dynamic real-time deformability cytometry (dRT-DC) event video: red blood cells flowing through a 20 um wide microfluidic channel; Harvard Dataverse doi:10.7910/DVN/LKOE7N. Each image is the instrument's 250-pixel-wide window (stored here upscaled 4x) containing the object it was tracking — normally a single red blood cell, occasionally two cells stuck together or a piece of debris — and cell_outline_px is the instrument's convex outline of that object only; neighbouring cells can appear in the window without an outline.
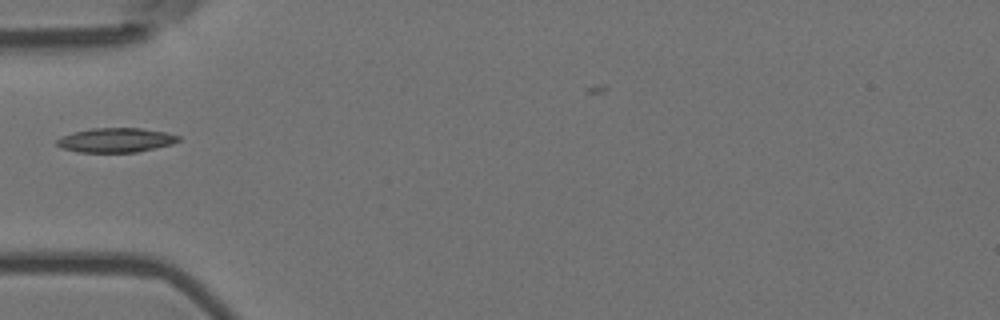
{"species": "Egyptian fruit bat (a non-hibernating species)", "species_latin": "Rousettus aegyptiacus", "temperature_condition": "room temperature", "stored_images_in_passage": 33, "camera_frame_rate_fps": 3000, "um_per_image_px": 0.085, "animal": {"sex": "female"}, "frame": {"image": 1, "passage_image": 1, "time_ms": 0.0, "image_size_px": [1000, 320], "cell_outline_px": [[180, 140], [172, 144], [136, 152], [76, 152], [60, 148], [56, 144], [56, 140], [60, 136], [72, 132], [92, 128], [140, 128], [168, 132], [180, 136]], "centroid_in_image_um": [9.81, 11.9], "position_along_channel_um": 75.2, "area_um2": 17.46}}
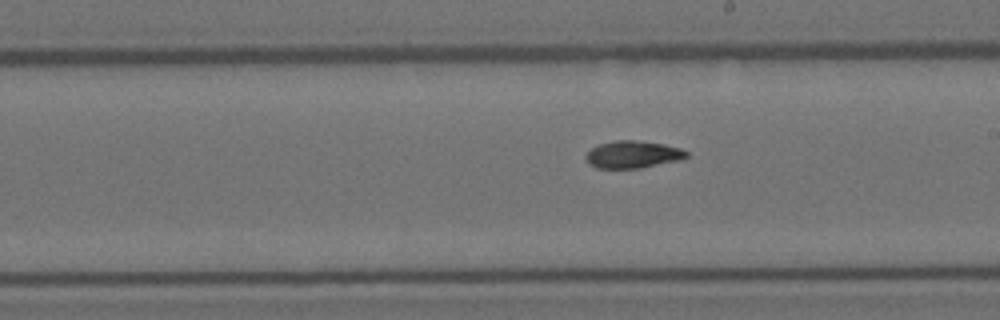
{"frame": {"image": 2, "passage_image": 14, "time_ms": 4.333, "image_size_px": [1000, 320], "cell_outline_px": [[688, 156], [680, 160], [640, 168], [596, 168], [588, 164], [584, 156], [592, 148], [600, 144], [616, 140], [636, 140], [664, 144], [680, 148], [688, 152]], "centroid_in_image_um": [53.78, 13.13], "position_along_channel_um": 235.2, "area_um2": 16.01}}
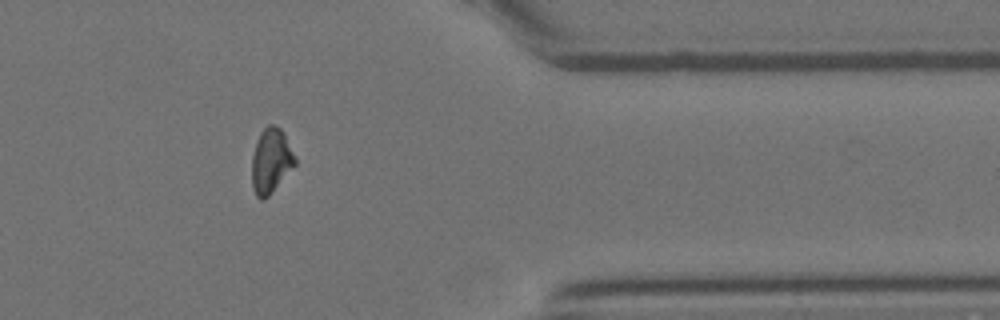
{"frame": {"image": 3, "passage_image": 28, "time_ms": 9.0, "image_size_px": [1000, 320], "cell_outline_px": [[296, 164], [268, 196], [264, 200], [260, 200], [256, 196], [252, 188], [252, 156], [260, 132], [268, 124], [272, 124], [280, 128], [284, 132], [296, 160]], "centroid_in_image_um": [23.02, 13.67], "position_along_channel_um": 388.4, "area_um2": 16.18}}